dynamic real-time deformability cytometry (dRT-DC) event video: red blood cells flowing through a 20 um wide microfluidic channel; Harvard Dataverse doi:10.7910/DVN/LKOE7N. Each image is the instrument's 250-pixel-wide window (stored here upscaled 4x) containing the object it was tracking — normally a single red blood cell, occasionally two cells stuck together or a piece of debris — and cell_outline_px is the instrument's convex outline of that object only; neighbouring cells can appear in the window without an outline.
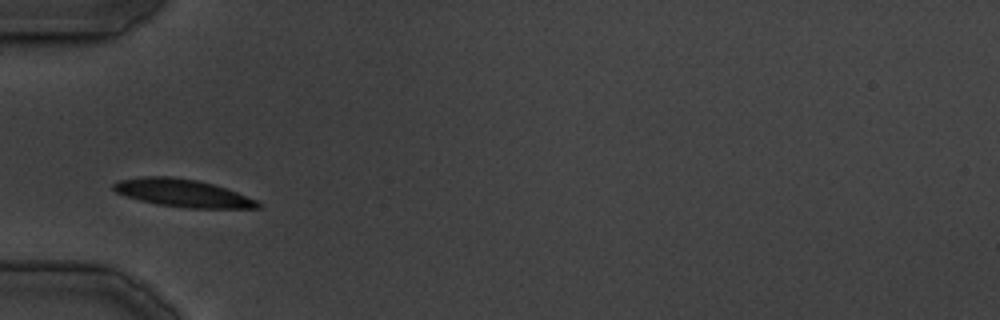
{"species": "common noctule bat (a hibernating species)", "species_latin": "Nyctalus noctula", "temperature_condition": "cold", "stored_images_in_passage": 4, "camera_frame_rate_fps": 3000, "um_per_image_px": 0.085, "animal": {"sex": "male", "body_mass_g": 19.5, "forearm_length_mm": 54.6}, "frame": {"image": 1, "passage_image": 2, "time_ms": 1.333, "image_size_px": [1000, 320], "cell_outline_px": [[264, 208], [188, 208], [156, 204], [140, 200], [116, 192], [112, 188], [112, 184], [120, 180], [140, 176], [172, 176], [196, 180], [212, 184], [236, 192], [256, 200]], "centroid_in_image_um": [15.51, 16.41], "position_along_channel_um": 69.5, "area_um2": 23.12}}